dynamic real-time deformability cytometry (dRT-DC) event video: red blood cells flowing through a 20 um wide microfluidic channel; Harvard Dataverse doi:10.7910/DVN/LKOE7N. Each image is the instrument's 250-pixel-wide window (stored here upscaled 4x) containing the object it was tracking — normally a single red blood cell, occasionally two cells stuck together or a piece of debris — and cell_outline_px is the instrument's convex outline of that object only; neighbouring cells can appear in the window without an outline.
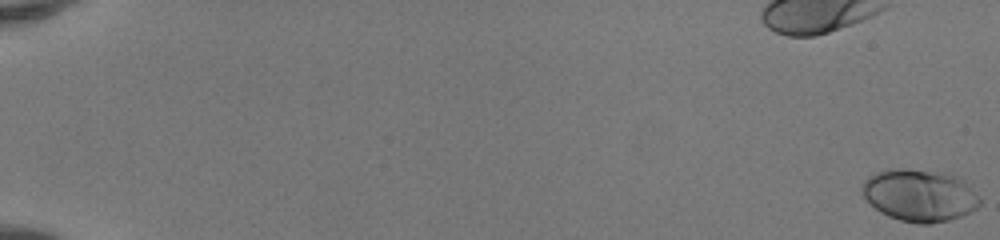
{"species": "human", "species_latin": "Homo sapiens", "temperature_condition": "room temperature", "stored_images_in_passage": 53, "camera_frame_rate_fps": 3000, "um_per_image_px": 0.085, "donor": {"sex": "female"}, "frame": {"image": 1, "passage_image": 1, "time_ms": 0.0, "image_size_px": [1000, 240], "cell_outline_px": [[980, 204], [972, 212], [948, 220], [928, 224], [920, 224], [900, 220], [888, 216], [880, 212], [860, 192], [860, 188], [864, 180], [868, 176], [884, 168], [904, 168], [956, 176], [980, 200]], "centroid_in_image_um": [78.07, 16.61], "position_along_channel_um": 6.9, "area_um2": 35.2}}
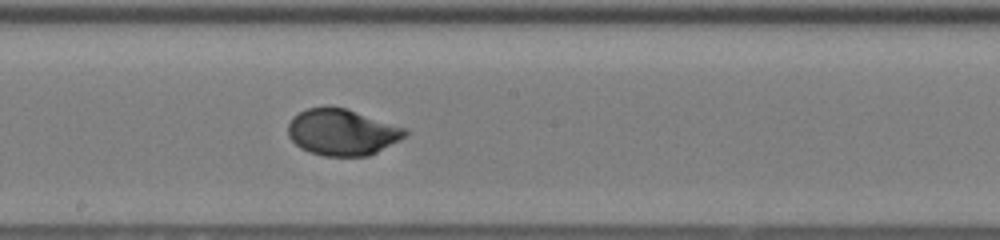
{"frame": {"image": 2, "passage_image": 32, "time_ms": 10.333, "image_size_px": [1000, 240], "cell_outline_px": [[408, 136], [368, 156], [324, 156], [308, 152], [300, 148], [288, 136], [288, 124], [292, 116], [308, 108], [328, 104], [348, 108], [408, 128]], "centroid_in_image_um": [29.09, 11.2], "position_along_channel_um": 219.1, "area_um2": 32.37}}
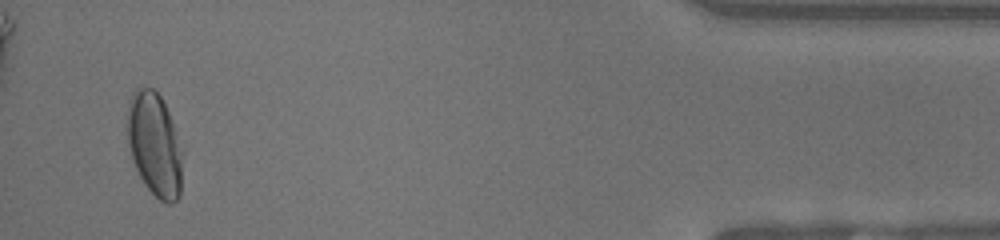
{"frame": {"image": 3, "passage_image": 51, "time_ms": 16.667, "image_size_px": [1000, 240], "cell_outline_px": [[184, 152], [180, 196], [172, 204], [168, 204], [160, 200], [144, 184], [136, 168], [128, 144], [128, 100], [132, 92], [136, 88], [152, 88], [160, 96], [168, 112], [184, 148]], "centroid_in_image_um": [13.18, 12.31], "position_along_channel_um": 422.0, "area_um2": 33.64}, "authors_computed_cell_mechanics": {"area_um2": 31.79, "velocity_mm_per_s": 4.1502, "shape_relaxation_time_tau1_ms": 3.2269, "shape_relaxation_time_tau2_ms": null, "deformation_change_tau1": 0.1768, "deformation_change_tau2": null}}